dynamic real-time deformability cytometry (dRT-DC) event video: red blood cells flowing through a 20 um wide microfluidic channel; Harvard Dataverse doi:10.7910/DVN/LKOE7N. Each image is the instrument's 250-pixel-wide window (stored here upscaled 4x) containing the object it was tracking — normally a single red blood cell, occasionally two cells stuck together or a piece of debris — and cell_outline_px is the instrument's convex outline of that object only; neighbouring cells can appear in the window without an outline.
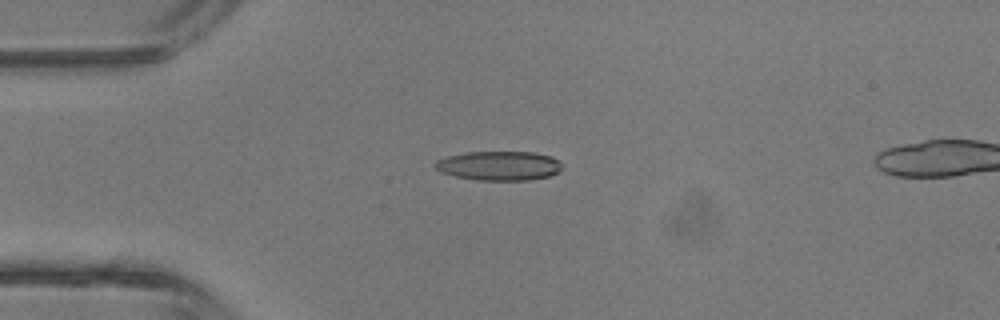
{"species": "common noctule bat (a hibernating species)", "species_latin": "Nyctalus noctula", "temperature_condition": "room temperature", "stored_images_in_passage": 4, "camera_frame_rate_fps": 3000, "um_per_image_px": 0.085, "animal": {"sex": "male", "body_mass_g": 13.3}, "frame": {"image": 1, "passage_image": 3, "time_ms": 3.333, "image_size_px": [1000, 320], "cell_outline_px": [[564, 168], [548, 176], [528, 180], [476, 180], [456, 176], [440, 172], [432, 164], [436, 160], [448, 156], [464, 152], [532, 152], [552, 156], [564, 164]], "centroid_in_image_um": [42.42, 14.08], "position_along_channel_um": 42.6, "area_um2": 21.79}}